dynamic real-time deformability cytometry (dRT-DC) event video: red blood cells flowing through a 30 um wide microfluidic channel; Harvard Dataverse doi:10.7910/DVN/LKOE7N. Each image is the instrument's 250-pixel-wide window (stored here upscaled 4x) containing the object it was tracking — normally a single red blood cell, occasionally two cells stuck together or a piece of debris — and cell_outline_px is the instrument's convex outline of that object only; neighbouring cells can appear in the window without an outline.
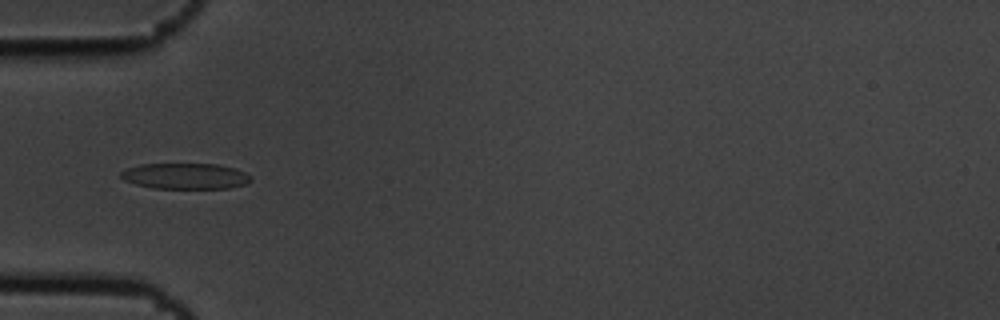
{"species": "common noctule bat (a hibernating species)", "species_latin": "Nyctalus noctula", "temperature_condition": "cold", "stored_images_in_passage": 9, "camera_frame_rate_fps": 3000, "um_per_image_px": 0.085, "animal": {"sex": "male", "body_mass_g": 19.5, "forearm_length_mm": 54.6}, "frame": {"image": 1, "passage_image": 4, "time_ms": 1.0, "image_size_px": [1000, 320], "cell_outline_px": [[252, 180], [244, 184], [228, 188], [152, 188], [136, 184], [124, 180], [120, 176], [120, 172], [128, 168], [140, 164], [216, 164], [236, 168], [252, 176]], "centroid_in_image_um": [15.76, 14.96], "position_along_channel_um": 69.2, "area_um2": 19.54}}
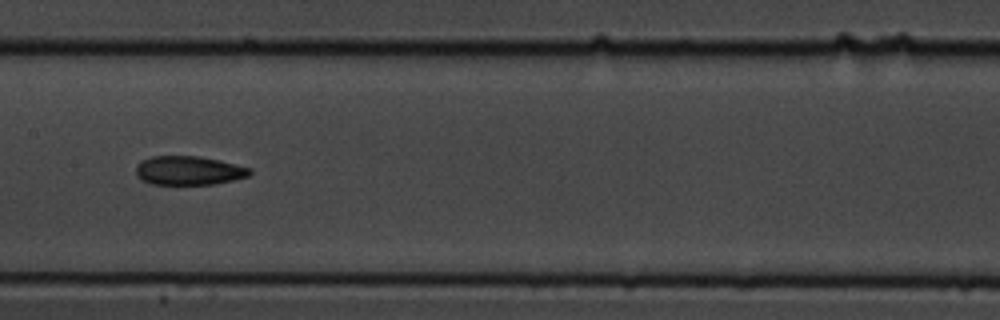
{"frame": {"image": 2, "passage_image": 7, "time_ms": 2.0, "image_size_px": [1000, 320], "cell_outline_px": [[252, 172], [248, 176], [232, 180], [212, 184], [152, 184], [140, 180], [136, 176], [136, 164], [140, 160], [152, 156], [200, 156], [220, 160], [252, 168]], "centroid_in_image_um": [16.01, 14.48], "position_along_channel_um": 191.4, "area_um2": 19.36}}
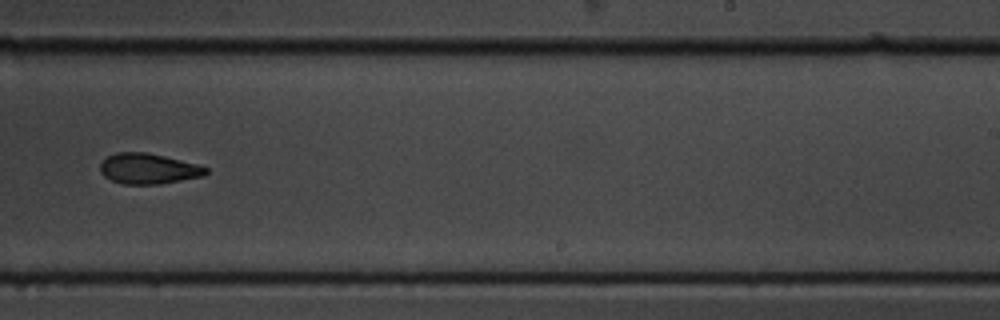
{"frame": {"image": 3, "passage_image": 9, "time_ms": 2.667, "image_size_px": [1000, 320], "cell_outline_px": [[208, 172], [204, 176], [160, 184], [124, 184], [112, 180], [104, 176], [100, 172], [100, 164], [108, 156], [116, 152], [148, 152], [200, 164], [208, 168]], "centroid_in_image_um": [12.65, 14.33], "position_along_channel_um": 276.4, "area_um2": 18.96}}